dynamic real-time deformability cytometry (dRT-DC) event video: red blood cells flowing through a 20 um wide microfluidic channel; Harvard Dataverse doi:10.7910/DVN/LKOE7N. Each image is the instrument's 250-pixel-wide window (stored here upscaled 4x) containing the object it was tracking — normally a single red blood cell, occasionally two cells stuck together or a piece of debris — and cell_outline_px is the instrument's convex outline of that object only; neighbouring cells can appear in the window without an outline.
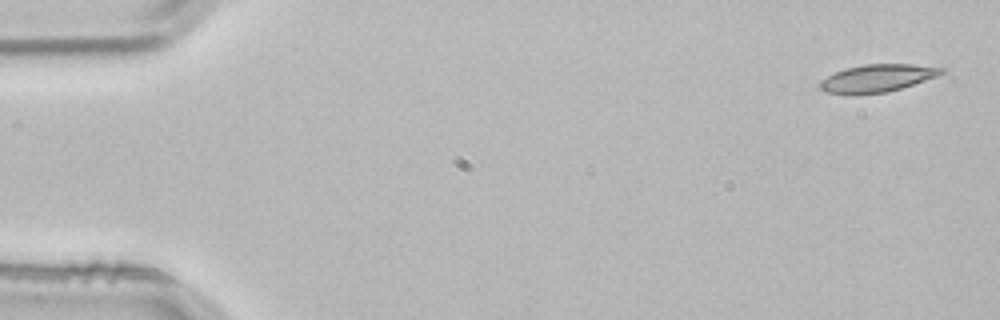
{"species": "common noctule bat (a hibernating species)", "species_latin": "Nyctalus noctula", "temperature_condition": "room temperature", "stored_images_in_passage": 3, "segment_of_instrument_passage": [2, 2], "camera_frame_rate_fps": 3000, "um_per_image_px": 0.085, "animal": {"sex": "male", "body_mass_g": 21.5, "forearm_length_mm": 52.0}, "frame": {"image": 1, "passage_image": 3, "time_ms": 0.667, "image_size_px": [1000, 320], "cell_outline_px": [[948, 68], [944, 72], [936, 76], [888, 92], [856, 96], [852, 96], [824, 92], [820, 88], [820, 80], [844, 68], [864, 64], [912, 64]], "centroid_in_image_um": [74.52, 6.66], "position_along_channel_um": 10.5, "area_um2": 19.83}}